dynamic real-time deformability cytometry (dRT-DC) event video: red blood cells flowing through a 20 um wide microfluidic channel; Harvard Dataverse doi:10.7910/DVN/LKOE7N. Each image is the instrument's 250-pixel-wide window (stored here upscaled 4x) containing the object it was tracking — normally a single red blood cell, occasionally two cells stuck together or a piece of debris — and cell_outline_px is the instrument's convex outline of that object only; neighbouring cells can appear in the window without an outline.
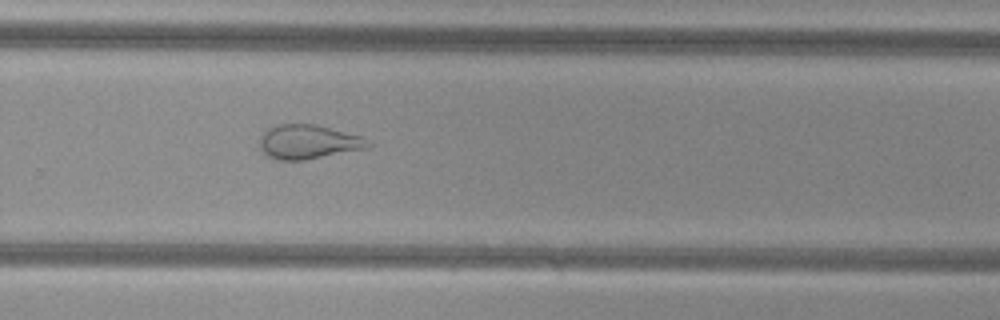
{"species": "common noctule bat (a hibernating species)", "species_latin": "Nyctalus noctula", "temperature_condition": "cold", "stored_images_in_passage": 34, "camera_frame_rate_fps": 3000, "um_per_image_px": 0.085, "animal": {"sex": "female", "body_mass_g": 29.2, "forearm_length_mm": 56.3}, "frame": {"image": 1, "passage_image": 20, "time_ms": 6.333, "image_size_px": [1000, 320], "cell_outline_px": [[372, 144], [368, 148], [304, 160], [276, 160], [268, 156], [260, 148], [260, 136], [268, 128], [276, 124], [316, 124], [360, 136]], "centroid_in_image_um": [26.17, 12.06], "position_along_channel_um": 303.6, "area_um2": 21.5}, "authors_computed_cell_mechanics": {"area_um2": 24.7384, "velocity_mm_per_s": 3.8249, "shape_relaxation_time_tau1_ms": null, "shape_relaxation_time_tau2_ms": 1.4256, "deformation_change_tau1": null, "deformation_change_tau2": 0.0963}}